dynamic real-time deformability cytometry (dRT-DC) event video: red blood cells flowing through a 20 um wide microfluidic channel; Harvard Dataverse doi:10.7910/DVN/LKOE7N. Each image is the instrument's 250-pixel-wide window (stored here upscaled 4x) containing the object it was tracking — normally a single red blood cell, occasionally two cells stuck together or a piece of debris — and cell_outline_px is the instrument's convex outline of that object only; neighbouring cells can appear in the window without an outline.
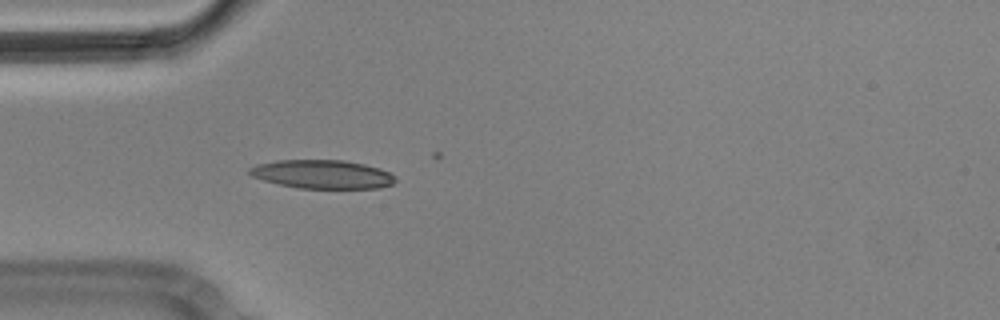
{"species": "Egyptian fruit bat (a non-hibernating species)", "species_latin": "Rousettus aegyptiacus", "temperature_condition": "cold", "stored_images_in_passage": 4, "camera_frame_rate_fps": 3000, "um_per_image_px": 0.085, "animal": {"sex": "male"}, "frame": {"image": 1, "passage_image": 4, "time_ms": 1.0, "image_size_px": [1000, 320], "cell_outline_px": [[396, 180], [392, 184], [380, 188], [300, 188], [280, 184], [264, 180], [252, 176], [248, 172], [248, 168], [256, 164], [276, 160], [344, 160], [364, 164], [380, 168], [396, 176]], "centroid_in_image_um": [27.4, 14.8], "position_along_channel_um": 57.6, "area_um2": 24.33}}